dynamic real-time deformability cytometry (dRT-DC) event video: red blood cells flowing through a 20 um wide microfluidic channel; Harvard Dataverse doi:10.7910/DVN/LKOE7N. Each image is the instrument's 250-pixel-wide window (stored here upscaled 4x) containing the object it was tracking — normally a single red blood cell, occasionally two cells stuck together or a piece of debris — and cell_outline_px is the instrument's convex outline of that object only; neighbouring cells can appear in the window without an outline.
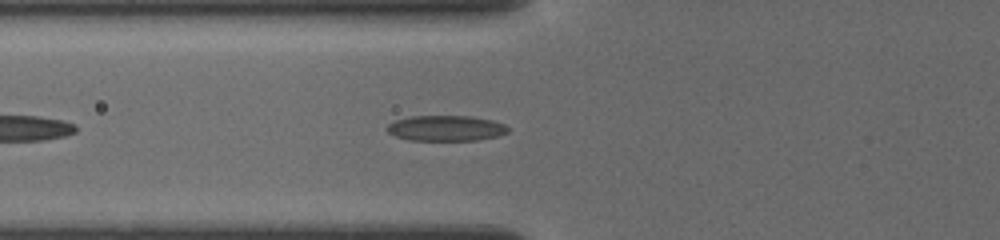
{"species": "common noctule bat (a hibernating species)", "species_latin": "Nyctalus noctula", "temperature_condition": "cold", "stored_images_in_passage": 7, "camera_frame_rate_fps": 3000, "um_per_image_px": 0.085, "animal": {"sex": "female", "body_mass_g": 19.5, "forearm_length_mm": 54.1}, "frame": {"image": 1, "passage_image": 4, "time_ms": 1.667, "image_size_px": [1000, 240], "cell_outline_px": [[508, 132], [496, 136], [476, 140], [408, 140], [396, 136], [388, 132], [384, 128], [388, 124], [396, 120], [412, 116], [472, 116], [492, 120], [504, 124], [508, 128]], "centroid_in_image_um": [37.88, 10.89], "position_along_channel_um": 87.9, "area_um2": 17.92}}
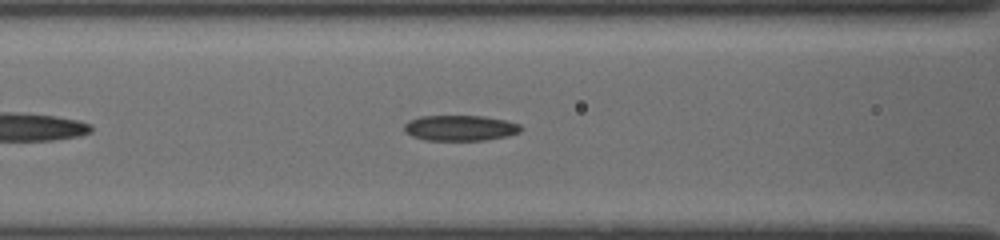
{"frame": {"image": 2, "passage_image": 6, "time_ms": 2.667, "image_size_px": [1000, 240], "cell_outline_px": [[524, 128], [520, 132], [508, 136], [484, 140], [424, 140], [412, 136], [404, 132], [404, 124], [408, 120], [420, 116], [484, 116], [504, 120], [520, 124]], "centroid_in_image_um": [39.11, 10.88], "position_along_channel_um": 127.5, "area_um2": 17.51}}